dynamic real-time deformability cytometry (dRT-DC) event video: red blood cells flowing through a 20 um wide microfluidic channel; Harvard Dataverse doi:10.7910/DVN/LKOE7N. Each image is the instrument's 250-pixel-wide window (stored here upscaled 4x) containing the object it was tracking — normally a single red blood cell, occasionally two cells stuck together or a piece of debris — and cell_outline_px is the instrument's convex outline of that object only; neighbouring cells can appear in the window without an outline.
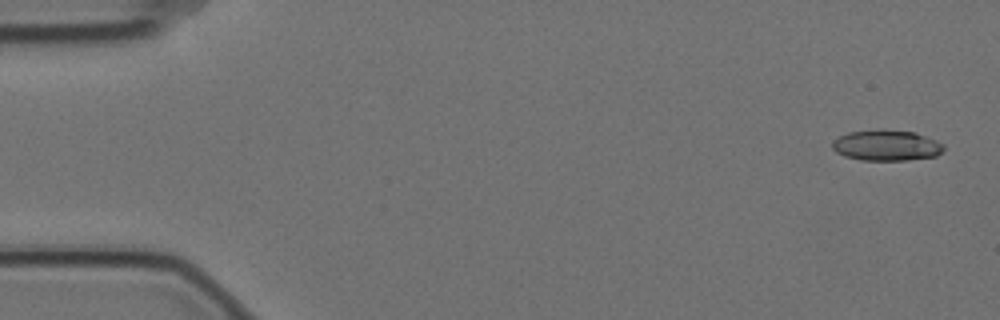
{"species": "Egyptian fruit bat (a non-hibernating species)", "species_latin": "Rousettus aegyptiacus", "temperature_condition": "cold", "stored_images_in_passage": 5, "camera_frame_rate_fps": 3000, "um_per_image_px": 0.085, "animal": {"sex": "female"}, "frame": {"image": 1, "passage_image": 1, "time_ms": 0.0, "image_size_px": [1000, 320], "cell_outline_px": [[944, 152], [936, 156], [908, 160], [860, 160], [844, 156], [836, 152], [832, 148], [832, 140], [848, 132], [880, 128], [916, 132], [936, 140], [944, 144]], "centroid_in_image_um": [75.36, 12.34], "position_along_channel_um": 9.6, "area_um2": 20.4}}
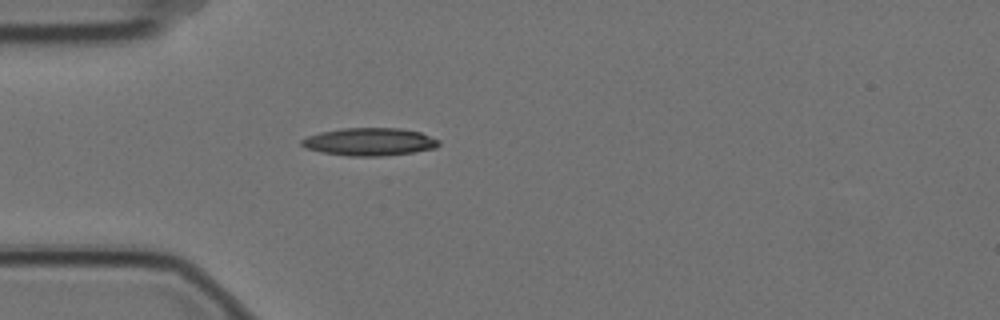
{"frame": {"image": 2, "passage_image": 5, "time_ms": 1.333, "image_size_px": [1000, 320], "cell_outline_px": [[440, 144], [436, 148], [412, 152], [380, 156], [348, 156], [320, 152], [304, 148], [300, 144], [300, 140], [308, 136], [320, 132], [340, 128], [400, 128], [420, 132], [440, 140]], "centroid_in_image_um": [31.38, 12.05], "position_along_channel_um": 53.6, "area_um2": 22.31}}